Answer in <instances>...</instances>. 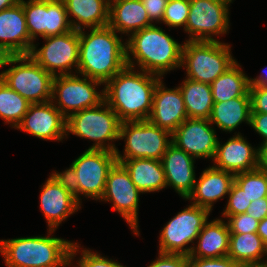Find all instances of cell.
Returning a JSON list of instances; mask_svg holds the SVG:
<instances>
[{"mask_svg": "<svg viewBox=\"0 0 267 267\" xmlns=\"http://www.w3.org/2000/svg\"><path fill=\"white\" fill-rule=\"evenodd\" d=\"M160 76L126 66L104 88V100L123 121L147 120Z\"/></svg>", "mask_w": 267, "mask_h": 267, "instance_id": "obj_1", "label": "cell"}, {"mask_svg": "<svg viewBox=\"0 0 267 267\" xmlns=\"http://www.w3.org/2000/svg\"><path fill=\"white\" fill-rule=\"evenodd\" d=\"M90 30H79L78 73L106 84L127 66L126 44L109 25Z\"/></svg>", "mask_w": 267, "mask_h": 267, "instance_id": "obj_2", "label": "cell"}, {"mask_svg": "<svg viewBox=\"0 0 267 267\" xmlns=\"http://www.w3.org/2000/svg\"><path fill=\"white\" fill-rule=\"evenodd\" d=\"M125 44L126 63L132 69L135 66L132 55L137 60L140 71L160 77L167 71L181 67L183 45L158 26L152 25L133 33Z\"/></svg>", "mask_w": 267, "mask_h": 267, "instance_id": "obj_3", "label": "cell"}, {"mask_svg": "<svg viewBox=\"0 0 267 267\" xmlns=\"http://www.w3.org/2000/svg\"><path fill=\"white\" fill-rule=\"evenodd\" d=\"M78 248L76 243L49 236L0 240L7 267H67Z\"/></svg>", "mask_w": 267, "mask_h": 267, "instance_id": "obj_4", "label": "cell"}, {"mask_svg": "<svg viewBox=\"0 0 267 267\" xmlns=\"http://www.w3.org/2000/svg\"><path fill=\"white\" fill-rule=\"evenodd\" d=\"M116 162L117 158L114 152L87 149L73 161L69 169L61 174L67 179L74 197L79 203L80 194L101 200L108 173Z\"/></svg>", "mask_w": 267, "mask_h": 267, "instance_id": "obj_5", "label": "cell"}, {"mask_svg": "<svg viewBox=\"0 0 267 267\" xmlns=\"http://www.w3.org/2000/svg\"><path fill=\"white\" fill-rule=\"evenodd\" d=\"M235 62L230 46L220 41L186 40L183 44L181 67L185 65L187 79L211 84Z\"/></svg>", "mask_w": 267, "mask_h": 267, "instance_id": "obj_6", "label": "cell"}, {"mask_svg": "<svg viewBox=\"0 0 267 267\" xmlns=\"http://www.w3.org/2000/svg\"><path fill=\"white\" fill-rule=\"evenodd\" d=\"M121 123L118 115L104 100L95 107L71 113L66 118V133L70 132L80 138L95 141L96 143L88 149L108 150L115 153L117 150L115 145L105 142L119 140Z\"/></svg>", "mask_w": 267, "mask_h": 267, "instance_id": "obj_7", "label": "cell"}, {"mask_svg": "<svg viewBox=\"0 0 267 267\" xmlns=\"http://www.w3.org/2000/svg\"><path fill=\"white\" fill-rule=\"evenodd\" d=\"M16 64L0 73V80L31 104L52 101L54 76L30 55H14L8 64Z\"/></svg>", "mask_w": 267, "mask_h": 267, "instance_id": "obj_8", "label": "cell"}, {"mask_svg": "<svg viewBox=\"0 0 267 267\" xmlns=\"http://www.w3.org/2000/svg\"><path fill=\"white\" fill-rule=\"evenodd\" d=\"M171 133L148 120L123 121L119 139H126L124 156L117 149V160L157 159L161 160L167 147L172 143L168 139Z\"/></svg>", "mask_w": 267, "mask_h": 267, "instance_id": "obj_9", "label": "cell"}, {"mask_svg": "<svg viewBox=\"0 0 267 267\" xmlns=\"http://www.w3.org/2000/svg\"><path fill=\"white\" fill-rule=\"evenodd\" d=\"M82 77L84 78H79L74 74H66L57 75L53 78L52 100L58 97L57 104L59 105L56 108L66 118L71 113L95 107L104 101V88L101 94L95 89L97 85L103 83L86 76Z\"/></svg>", "mask_w": 267, "mask_h": 267, "instance_id": "obj_10", "label": "cell"}, {"mask_svg": "<svg viewBox=\"0 0 267 267\" xmlns=\"http://www.w3.org/2000/svg\"><path fill=\"white\" fill-rule=\"evenodd\" d=\"M209 214L208 209L195 204L179 212L161 231L159 252L189 256L193 247L184 246L197 239Z\"/></svg>", "mask_w": 267, "mask_h": 267, "instance_id": "obj_11", "label": "cell"}, {"mask_svg": "<svg viewBox=\"0 0 267 267\" xmlns=\"http://www.w3.org/2000/svg\"><path fill=\"white\" fill-rule=\"evenodd\" d=\"M185 31L190 41H218L211 35L225 34L229 29L228 5L232 0H189Z\"/></svg>", "mask_w": 267, "mask_h": 267, "instance_id": "obj_12", "label": "cell"}, {"mask_svg": "<svg viewBox=\"0 0 267 267\" xmlns=\"http://www.w3.org/2000/svg\"><path fill=\"white\" fill-rule=\"evenodd\" d=\"M30 39L60 35L73 28L62 0H20Z\"/></svg>", "mask_w": 267, "mask_h": 267, "instance_id": "obj_13", "label": "cell"}, {"mask_svg": "<svg viewBox=\"0 0 267 267\" xmlns=\"http://www.w3.org/2000/svg\"><path fill=\"white\" fill-rule=\"evenodd\" d=\"M46 44L40 49L33 45L29 55L53 76L71 74L72 66L78 68L79 31L72 30L60 35L44 37Z\"/></svg>", "mask_w": 267, "mask_h": 267, "instance_id": "obj_14", "label": "cell"}, {"mask_svg": "<svg viewBox=\"0 0 267 267\" xmlns=\"http://www.w3.org/2000/svg\"><path fill=\"white\" fill-rule=\"evenodd\" d=\"M142 193L132 182L125 167L116 162L110 169L102 200L113 202V210L118 211L138 235V202Z\"/></svg>", "mask_w": 267, "mask_h": 267, "instance_id": "obj_15", "label": "cell"}, {"mask_svg": "<svg viewBox=\"0 0 267 267\" xmlns=\"http://www.w3.org/2000/svg\"><path fill=\"white\" fill-rule=\"evenodd\" d=\"M40 207L49 226V234L80 207L67 179L61 173H52L43 185Z\"/></svg>", "mask_w": 267, "mask_h": 267, "instance_id": "obj_16", "label": "cell"}, {"mask_svg": "<svg viewBox=\"0 0 267 267\" xmlns=\"http://www.w3.org/2000/svg\"><path fill=\"white\" fill-rule=\"evenodd\" d=\"M209 119L187 118L172 134L177 148L195 158H211L216 153L218 138Z\"/></svg>", "mask_w": 267, "mask_h": 267, "instance_id": "obj_17", "label": "cell"}, {"mask_svg": "<svg viewBox=\"0 0 267 267\" xmlns=\"http://www.w3.org/2000/svg\"><path fill=\"white\" fill-rule=\"evenodd\" d=\"M31 104L22 122L16 129H21L43 140L61 141L66 134V117L53 104Z\"/></svg>", "mask_w": 267, "mask_h": 267, "instance_id": "obj_18", "label": "cell"}, {"mask_svg": "<svg viewBox=\"0 0 267 267\" xmlns=\"http://www.w3.org/2000/svg\"><path fill=\"white\" fill-rule=\"evenodd\" d=\"M187 118L180 88L167 89L160 80L154 91L152 110L147 120L172 134Z\"/></svg>", "mask_w": 267, "mask_h": 267, "instance_id": "obj_19", "label": "cell"}, {"mask_svg": "<svg viewBox=\"0 0 267 267\" xmlns=\"http://www.w3.org/2000/svg\"><path fill=\"white\" fill-rule=\"evenodd\" d=\"M194 160L172 143L161 159L167 186H172L184 199L192 193L196 182Z\"/></svg>", "mask_w": 267, "mask_h": 267, "instance_id": "obj_20", "label": "cell"}, {"mask_svg": "<svg viewBox=\"0 0 267 267\" xmlns=\"http://www.w3.org/2000/svg\"><path fill=\"white\" fill-rule=\"evenodd\" d=\"M258 149L253 148L241 134L231 137L223 145L218 141L213 158L216 168L234 175L257 169Z\"/></svg>", "mask_w": 267, "mask_h": 267, "instance_id": "obj_21", "label": "cell"}, {"mask_svg": "<svg viewBox=\"0 0 267 267\" xmlns=\"http://www.w3.org/2000/svg\"><path fill=\"white\" fill-rule=\"evenodd\" d=\"M0 44L14 55H29L34 45L21 2L0 11Z\"/></svg>", "mask_w": 267, "mask_h": 267, "instance_id": "obj_22", "label": "cell"}, {"mask_svg": "<svg viewBox=\"0 0 267 267\" xmlns=\"http://www.w3.org/2000/svg\"><path fill=\"white\" fill-rule=\"evenodd\" d=\"M235 175L214 167L205 169L187 199L192 204L212 210L213 202L229 194Z\"/></svg>", "mask_w": 267, "mask_h": 267, "instance_id": "obj_23", "label": "cell"}, {"mask_svg": "<svg viewBox=\"0 0 267 267\" xmlns=\"http://www.w3.org/2000/svg\"><path fill=\"white\" fill-rule=\"evenodd\" d=\"M108 25L118 33L133 34L154 24L141 0H110Z\"/></svg>", "mask_w": 267, "mask_h": 267, "instance_id": "obj_24", "label": "cell"}, {"mask_svg": "<svg viewBox=\"0 0 267 267\" xmlns=\"http://www.w3.org/2000/svg\"><path fill=\"white\" fill-rule=\"evenodd\" d=\"M197 247H193L188 257L220 258L228 256L230 231L221 219L206 222L197 237Z\"/></svg>", "mask_w": 267, "mask_h": 267, "instance_id": "obj_25", "label": "cell"}, {"mask_svg": "<svg viewBox=\"0 0 267 267\" xmlns=\"http://www.w3.org/2000/svg\"><path fill=\"white\" fill-rule=\"evenodd\" d=\"M67 15H73L74 20L70 24L74 30H82L85 27L99 28L109 24L110 0H62ZM84 26V28L82 27Z\"/></svg>", "mask_w": 267, "mask_h": 267, "instance_id": "obj_26", "label": "cell"}, {"mask_svg": "<svg viewBox=\"0 0 267 267\" xmlns=\"http://www.w3.org/2000/svg\"><path fill=\"white\" fill-rule=\"evenodd\" d=\"M128 171L134 185L142 192H154L167 187L161 160H117Z\"/></svg>", "mask_w": 267, "mask_h": 267, "instance_id": "obj_27", "label": "cell"}, {"mask_svg": "<svg viewBox=\"0 0 267 267\" xmlns=\"http://www.w3.org/2000/svg\"><path fill=\"white\" fill-rule=\"evenodd\" d=\"M267 255V245L257 233L230 234L228 257L241 267H258L267 265L262 256Z\"/></svg>", "mask_w": 267, "mask_h": 267, "instance_id": "obj_28", "label": "cell"}, {"mask_svg": "<svg viewBox=\"0 0 267 267\" xmlns=\"http://www.w3.org/2000/svg\"><path fill=\"white\" fill-rule=\"evenodd\" d=\"M251 97H237L226 102L214 103L209 117L223 131H233L243 121L250 124Z\"/></svg>", "mask_w": 267, "mask_h": 267, "instance_id": "obj_29", "label": "cell"}, {"mask_svg": "<svg viewBox=\"0 0 267 267\" xmlns=\"http://www.w3.org/2000/svg\"><path fill=\"white\" fill-rule=\"evenodd\" d=\"M235 62L210 85L214 103L226 102L237 97H250L249 78Z\"/></svg>", "mask_w": 267, "mask_h": 267, "instance_id": "obj_30", "label": "cell"}, {"mask_svg": "<svg viewBox=\"0 0 267 267\" xmlns=\"http://www.w3.org/2000/svg\"><path fill=\"white\" fill-rule=\"evenodd\" d=\"M179 86L188 118L209 119L214 104L211 85L185 79Z\"/></svg>", "mask_w": 267, "mask_h": 267, "instance_id": "obj_31", "label": "cell"}, {"mask_svg": "<svg viewBox=\"0 0 267 267\" xmlns=\"http://www.w3.org/2000/svg\"><path fill=\"white\" fill-rule=\"evenodd\" d=\"M30 105L28 100L0 80V117L6 120L5 123H12V127L17 128Z\"/></svg>", "mask_w": 267, "mask_h": 267, "instance_id": "obj_32", "label": "cell"}, {"mask_svg": "<svg viewBox=\"0 0 267 267\" xmlns=\"http://www.w3.org/2000/svg\"><path fill=\"white\" fill-rule=\"evenodd\" d=\"M234 182L244 190V194L251 201L267 197V173L254 169L238 173Z\"/></svg>", "mask_w": 267, "mask_h": 267, "instance_id": "obj_33", "label": "cell"}, {"mask_svg": "<svg viewBox=\"0 0 267 267\" xmlns=\"http://www.w3.org/2000/svg\"><path fill=\"white\" fill-rule=\"evenodd\" d=\"M189 0H169L165 8L163 23L169 27L186 26L189 15Z\"/></svg>", "mask_w": 267, "mask_h": 267, "instance_id": "obj_34", "label": "cell"}, {"mask_svg": "<svg viewBox=\"0 0 267 267\" xmlns=\"http://www.w3.org/2000/svg\"><path fill=\"white\" fill-rule=\"evenodd\" d=\"M228 195L229 200L226 209L222 213L223 216L228 218L229 216L246 213L252 201L244 194V190L233 182Z\"/></svg>", "mask_w": 267, "mask_h": 267, "instance_id": "obj_35", "label": "cell"}, {"mask_svg": "<svg viewBox=\"0 0 267 267\" xmlns=\"http://www.w3.org/2000/svg\"><path fill=\"white\" fill-rule=\"evenodd\" d=\"M230 234L257 233L259 221L247 213L228 217Z\"/></svg>", "mask_w": 267, "mask_h": 267, "instance_id": "obj_36", "label": "cell"}, {"mask_svg": "<svg viewBox=\"0 0 267 267\" xmlns=\"http://www.w3.org/2000/svg\"><path fill=\"white\" fill-rule=\"evenodd\" d=\"M77 264L78 267H125L89 250H82V257Z\"/></svg>", "mask_w": 267, "mask_h": 267, "instance_id": "obj_37", "label": "cell"}, {"mask_svg": "<svg viewBox=\"0 0 267 267\" xmlns=\"http://www.w3.org/2000/svg\"><path fill=\"white\" fill-rule=\"evenodd\" d=\"M188 267H241L228 256L220 258L188 257Z\"/></svg>", "mask_w": 267, "mask_h": 267, "instance_id": "obj_38", "label": "cell"}, {"mask_svg": "<svg viewBox=\"0 0 267 267\" xmlns=\"http://www.w3.org/2000/svg\"><path fill=\"white\" fill-rule=\"evenodd\" d=\"M148 267H188V256L183 254L161 253Z\"/></svg>", "mask_w": 267, "mask_h": 267, "instance_id": "obj_39", "label": "cell"}, {"mask_svg": "<svg viewBox=\"0 0 267 267\" xmlns=\"http://www.w3.org/2000/svg\"><path fill=\"white\" fill-rule=\"evenodd\" d=\"M251 113H267V87L250 86Z\"/></svg>", "mask_w": 267, "mask_h": 267, "instance_id": "obj_40", "label": "cell"}, {"mask_svg": "<svg viewBox=\"0 0 267 267\" xmlns=\"http://www.w3.org/2000/svg\"><path fill=\"white\" fill-rule=\"evenodd\" d=\"M151 22L162 21L169 0H141Z\"/></svg>", "mask_w": 267, "mask_h": 267, "instance_id": "obj_41", "label": "cell"}, {"mask_svg": "<svg viewBox=\"0 0 267 267\" xmlns=\"http://www.w3.org/2000/svg\"><path fill=\"white\" fill-rule=\"evenodd\" d=\"M250 125L264 138L261 145L267 144V113H251Z\"/></svg>", "mask_w": 267, "mask_h": 267, "instance_id": "obj_42", "label": "cell"}, {"mask_svg": "<svg viewBox=\"0 0 267 267\" xmlns=\"http://www.w3.org/2000/svg\"><path fill=\"white\" fill-rule=\"evenodd\" d=\"M246 213L258 221L267 217V197L252 201Z\"/></svg>", "mask_w": 267, "mask_h": 267, "instance_id": "obj_43", "label": "cell"}, {"mask_svg": "<svg viewBox=\"0 0 267 267\" xmlns=\"http://www.w3.org/2000/svg\"><path fill=\"white\" fill-rule=\"evenodd\" d=\"M257 169L267 173V144L258 148Z\"/></svg>", "mask_w": 267, "mask_h": 267, "instance_id": "obj_44", "label": "cell"}, {"mask_svg": "<svg viewBox=\"0 0 267 267\" xmlns=\"http://www.w3.org/2000/svg\"><path fill=\"white\" fill-rule=\"evenodd\" d=\"M14 56L5 46L0 44V67L8 65L10 59Z\"/></svg>", "mask_w": 267, "mask_h": 267, "instance_id": "obj_45", "label": "cell"}, {"mask_svg": "<svg viewBox=\"0 0 267 267\" xmlns=\"http://www.w3.org/2000/svg\"><path fill=\"white\" fill-rule=\"evenodd\" d=\"M257 234L261 237L263 242L267 245V217L259 221Z\"/></svg>", "mask_w": 267, "mask_h": 267, "instance_id": "obj_46", "label": "cell"}, {"mask_svg": "<svg viewBox=\"0 0 267 267\" xmlns=\"http://www.w3.org/2000/svg\"><path fill=\"white\" fill-rule=\"evenodd\" d=\"M249 86L267 87V76L260 75L258 78L249 79Z\"/></svg>", "mask_w": 267, "mask_h": 267, "instance_id": "obj_47", "label": "cell"}, {"mask_svg": "<svg viewBox=\"0 0 267 267\" xmlns=\"http://www.w3.org/2000/svg\"><path fill=\"white\" fill-rule=\"evenodd\" d=\"M19 2L20 0H0V11L12 7Z\"/></svg>", "mask_w": 267, "mask_h": 267, "instance_id": "obj_48", "label": "cell"}]
</instances>
